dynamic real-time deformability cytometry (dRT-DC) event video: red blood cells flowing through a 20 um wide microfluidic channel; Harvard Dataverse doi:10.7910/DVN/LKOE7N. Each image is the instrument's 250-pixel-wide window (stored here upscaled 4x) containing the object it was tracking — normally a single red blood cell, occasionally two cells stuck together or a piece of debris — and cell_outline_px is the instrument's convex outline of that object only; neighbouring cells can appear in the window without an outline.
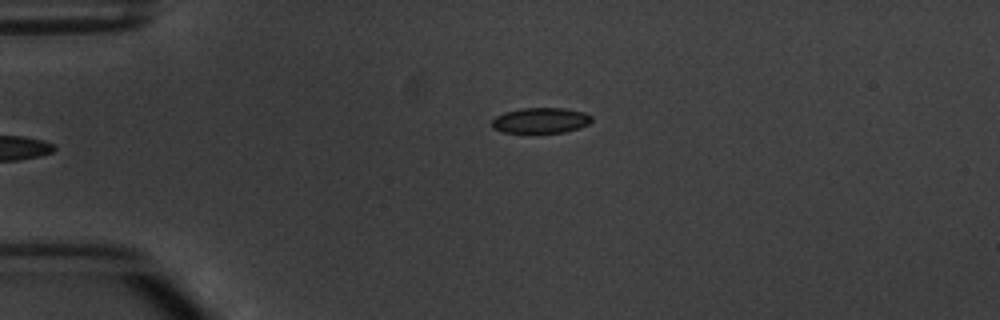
{"species": "common noctule bat (a hibernating species)", "species_latin": "Nyctalus noctula", "temperature_condition": "warm", "stored_images_in_passage": 4, "camera_frame_rate_fps": 3000, "um_per_image_px": 0.085, "animal": {"sex": "male", "body_mass_g": 20.1, "forearm_length_mm": 53.5}, "frame": {"image": 1, "passage_image": 4, "time_ms": 4.333, "image_size_px": [1000, 320], "cell_outline_px": [[592, 120], [588, 124], [580, 128], [564, 132], [504, 132], [492, 128], [492, 120], [496, 116], [504, 112], [524, 108], [564, 108], [584, 112], [592, 116]], "centroid_in_image_um": [45.97, 10.23], "position_along_channel_um": 39.0, "area_um2": 14.74}}